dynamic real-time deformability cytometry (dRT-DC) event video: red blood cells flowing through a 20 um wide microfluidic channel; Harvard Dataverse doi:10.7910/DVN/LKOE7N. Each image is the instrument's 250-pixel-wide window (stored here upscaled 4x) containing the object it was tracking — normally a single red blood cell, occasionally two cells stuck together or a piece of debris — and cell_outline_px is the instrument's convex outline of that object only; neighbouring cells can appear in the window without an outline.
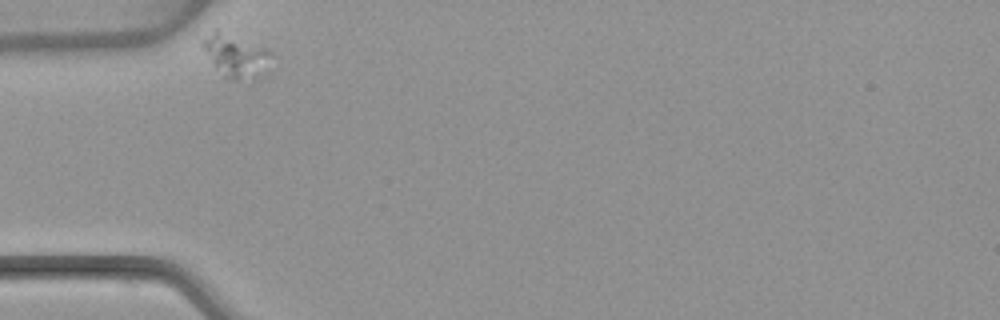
{"species": "common noctule bat (a hibernating species)", "species_latin": "Nyctalus noctula", "temperature_condition": "warm", "stored_images_in_passage": 33, "camera_frame_rate_fps": 3000, "um_per_image_px": 0.085, "animal": {"sex": "female", "body_mass_g": 22.7, "forearm_length_mm": 54.2}, "frame": {"image": 1, "passage_image": 1, "time_ms": 0.0, "image_size_px": [1000, 320], "cell_outline_px": [[276, 56], [256, 76], [236, 80], [232, 80], [224, 76], [200, 44], [216, 28], [268, 48]], "centroid_in_image_um": [20.09, 4.68], "position_along_channel_um": 64.9, "area_um2": 16.59}}
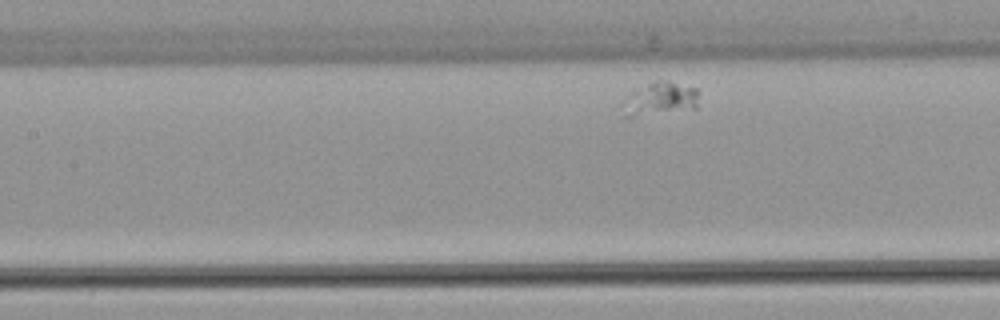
{"frame": {"image": 2, "passage_image": 10, "time_ms": 3.0, "image_size_px": [1000, 320], "cell_outline_px": [[696, 108], [632, 116], [624, 116], [620, 104], [632, 92], [656, 80], [668, 80], [696, 88]], "centroid_in_image_um": [56.06, 8.39], "position_along_channel_um": 151.3, "area_um2": 14.33}}
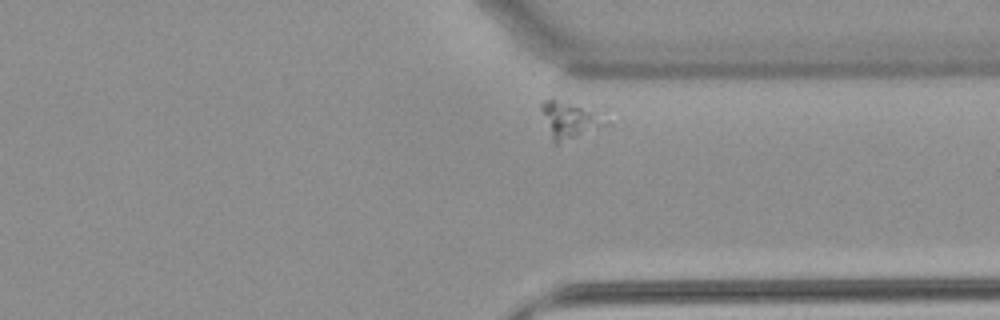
{"frame": {"image": 3, "passage_image": 30, "time_ms": 9.667, "image_size_px": [1000, 320], "cell_outline_px": [[620, 116], [612, 124], [556, 144], [552, 140], [540, 108], [540, 104], [544, 100], [552, 100], [608, 108]], "centroid_in_image_um": [48.81, 10.12], "position_along_channel_um": 362.6, "area_um2": 15.49}}